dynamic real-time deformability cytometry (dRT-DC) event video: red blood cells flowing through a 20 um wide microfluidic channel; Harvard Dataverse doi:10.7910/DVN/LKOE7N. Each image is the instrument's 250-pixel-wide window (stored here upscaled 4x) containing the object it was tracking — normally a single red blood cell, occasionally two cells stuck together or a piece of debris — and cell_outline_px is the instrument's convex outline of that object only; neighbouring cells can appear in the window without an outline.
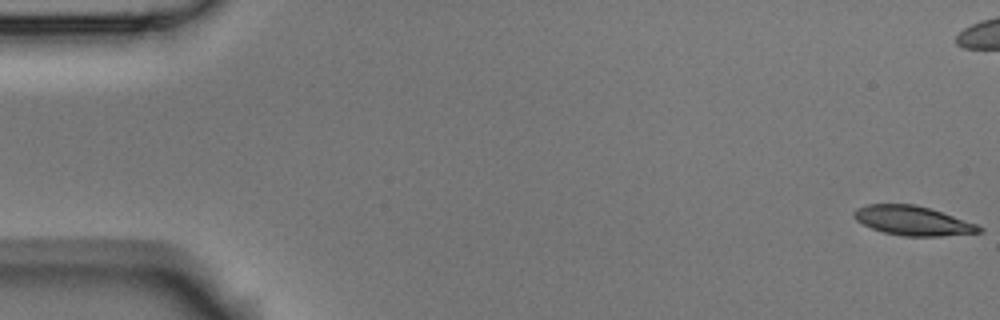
{"species": "Egyptian fruit bat (a non-hibernating species)", "species_latin": "Rousettus aegyptiacus", "temperature_condition": "room temperature", "stored_images_in_passage": 55, "camera_frame_rate_fps": 3000, "um_per_image_px": 0.085, "animal": {"sex": "male"}, "frame": {"image": 1, "passage_image": 1, "time_ms": 0.0, "image_size_px": [1000, 320], "cell_outline_px": [[984, 232], [940, 236], [904, 236], [884, 232], [872, 228], [856, 220], [852, 216], [852, 212], [856, 208], [868, 204], [912, 204], [928, 208], [976, 224], [984, 228]], "centroid_in_image_um": [77.56, 18.76], "position_along_channel_um": 7.4, "area_um2": 21.15}}
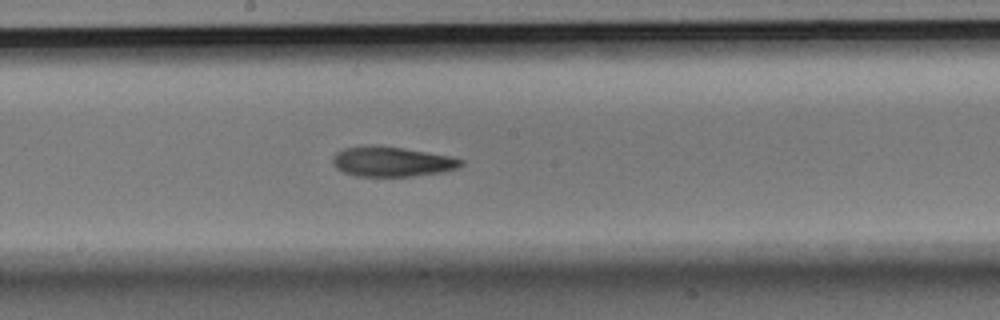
{"frame": {"image": 2, "passage_image": 29, "time_ms": 9.333, "image_size_px": [1000, 320], "cell_outline_px": [[464, 164], [456, 168], [444, 172], [412, 176], [356, 176], [344, 172], [336, 168], [332, 164], [332, 156], [336, 152], [344, 148], [368, 144], [376, 144], [404, 148], [452, 156], [464, 160]], "centroid_in_image_um": [33.29, 13.72], "position_along_channel_um": 214.9, "area_um2": 22.77}}
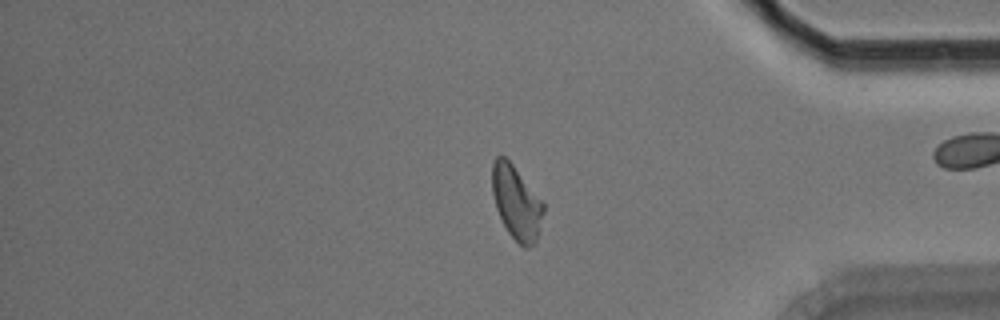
{"frame": {"image": 3, "passage_image": 45, "time_ms": 14.667, "image_size_px": [1000, 320], "cell_outline_px": [[544, 212], [536, 240], [528, 248], [524, 248], [508, 232], [496, 208], [492, 192], [492, 160], [496, 156], [504, 156], [512, 164], [544, 204]], "centroid_in_image_um": [43.87, 17.2], "position_along_channel_um": 391.3, "area_um2": 21.56}, "authors_computed_cell_mechanics": {"area_um2": 21.9062, "velocity_mm_per_s": 3.7294, "shape_relaxation_time_tau1_ms": 5.7183, "shape_relaxation_time_tau2_ms": 4.3657, "deformation_change_tau1": 0.1893, "deformation_change_tau2": 0.1289}}